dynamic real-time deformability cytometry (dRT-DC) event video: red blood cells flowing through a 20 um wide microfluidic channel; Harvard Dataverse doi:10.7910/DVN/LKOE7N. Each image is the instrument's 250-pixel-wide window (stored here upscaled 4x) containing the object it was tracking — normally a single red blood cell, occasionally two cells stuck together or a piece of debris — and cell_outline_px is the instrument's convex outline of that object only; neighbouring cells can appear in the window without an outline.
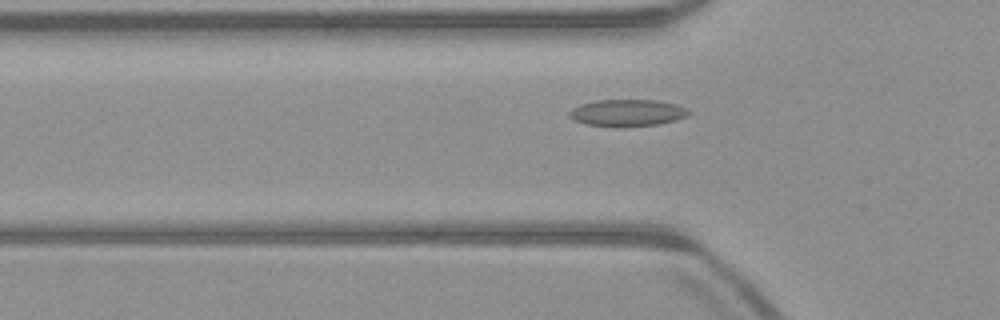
{"species": "common noctule bat (a hibernating species)", "species_latin": "Nyctalus noctula", "temperature_condition": "warm", "stored_images_in_passage": 50, "camera_frame_rate_fps": 3000, "um_per_image_px": 0.085, "animal": {"sex": "male", "body_mass_g": 23.1, "forearm_length_mm": 52.7}, "frame": {"image": 1, "passage_image": 15, "time_ms": 4.667, "image_size_px": [1000, 320], "cell_outline_px": [[692, 112], [688, 116], [676, 120], [660, 124], [588, 124], [576, 120], [568, 116], [568, 112], [572, 108], [580, 104], [596, 100], [656, 100], [676, 104], [688, 108]], "centroid_in_image_um": [53.39, 9.54], "position_along_channel_um": 72.4, "area_um2": 17.98}}
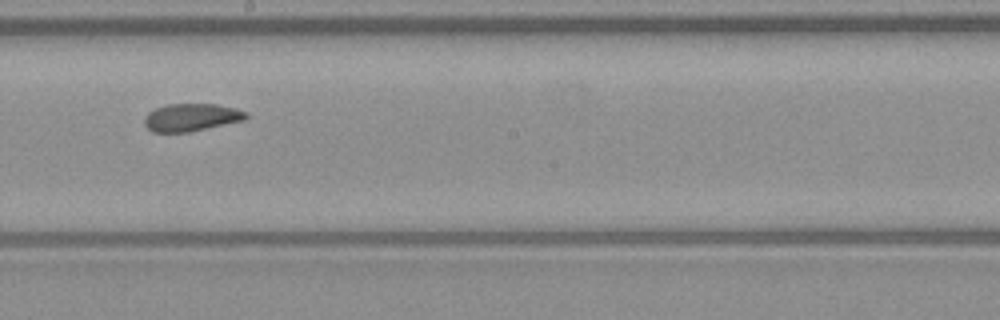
{"frame": {"image": 2, "passage_image": 27, "time_ms": 8.667, "image_size_px": [1000, 320], "cell_outline_px": [[248, 120], [188, 132], [152, 132], [144, 124], [144, 116], [148, 112], [156, 108], [168, 104], [216, 104], [236, 108], [248, 112]], "centroid_in_image_um": [16.3, 9.97], "position_along_channel_um": 231.9, "area_um2": 16.59}}
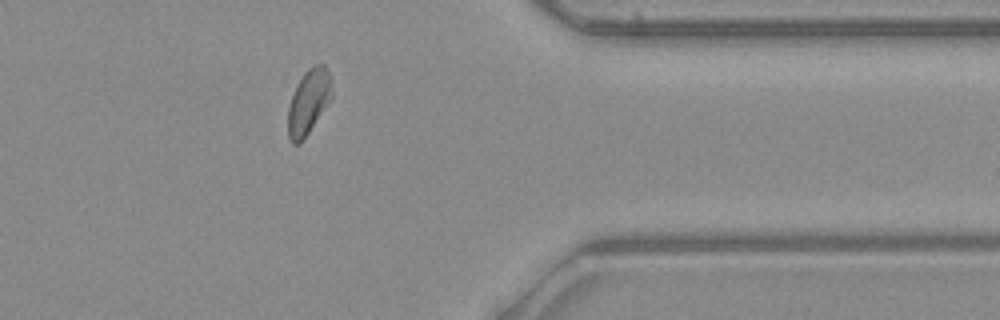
{"frame": {"image": 3, "passage_image": 40, "time_ms": 13.0, "image_size_px": [1000, 320], "cell_outline_px": [[332, 100], [300, 144], [292, 144], [288, 136], [288, 108], [296, 84], [304, 72], [308, 68], [316, 64], [324, 64], [328, 68], [332, 80]], "centroid_in_image_um": [26.26, 8.64], "position_along_channel_um": 385.1, "area_um2": 16.94}, "authors_computed_cell_mechanics": {"area_um2": 17.2533, "velocity_mm_per_s": 3.9614, "shape_relaxation_time_tau1_ms": null, "shape_relaxation_time_tau2_ms": 1.7787, "deformation_change_tau1": null, "deformation_change_tau2": 0.0765}}